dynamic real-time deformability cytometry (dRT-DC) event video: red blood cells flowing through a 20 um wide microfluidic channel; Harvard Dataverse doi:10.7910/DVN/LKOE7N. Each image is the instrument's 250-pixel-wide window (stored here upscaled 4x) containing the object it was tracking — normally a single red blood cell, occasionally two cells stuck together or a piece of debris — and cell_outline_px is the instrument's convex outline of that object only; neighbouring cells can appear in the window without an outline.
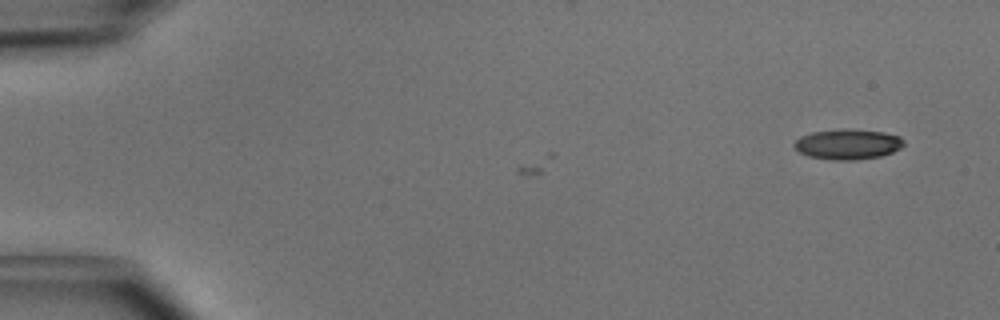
{"species": "common noctule bat (a hibernating species)", "species_latin": "Nyctalus noctula", "temperature_condition": "cold", "stored_images_in_passage": 8, "camera_frame_rate_fps": 3000, "um_per_image_px": 0.085, "animal": {"sex": "male", "body_mass_g": 15.6}, "frame": {"image": 1, "passage_image": 8, "time_ms": 2.333, "image_size_px": [1000, 320], "cell_outline_px": [[904, 144], [900, 148], [892, 152], [880, 156], [856, 160], [832, 160], [808, 156], [800, 152], [792, 144], [800, 136], [812, 132], [880, 132], [900, 136], [904, 140]], "centroid_in_image_um": [72.05, 12.32], "position_along_channel_um": 12.9, "area_um2": 18.32}}